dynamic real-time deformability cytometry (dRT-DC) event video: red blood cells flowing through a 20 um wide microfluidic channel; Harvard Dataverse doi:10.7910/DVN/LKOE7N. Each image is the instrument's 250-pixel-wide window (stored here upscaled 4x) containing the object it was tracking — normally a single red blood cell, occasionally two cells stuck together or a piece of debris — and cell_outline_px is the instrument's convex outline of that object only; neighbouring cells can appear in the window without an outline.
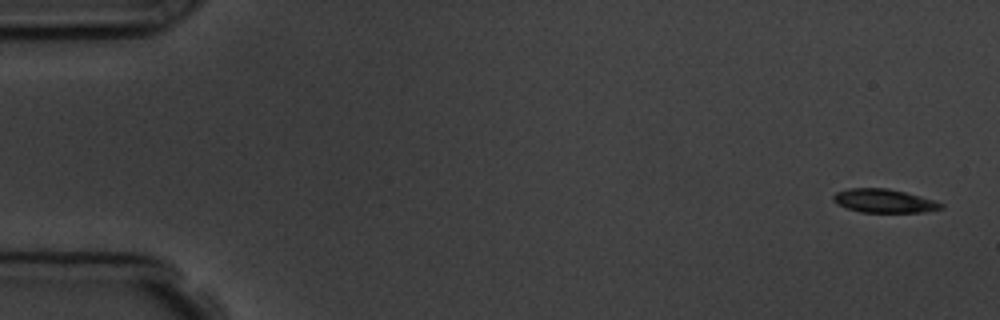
{"species": "common noctule bat (a hibernating species)", "species_latin": "Nyctalus noctula", "temperature_condition": "room temperature", "stored_images_in_passage": 5, "camera_frame_rate_fps": 3000, "um_per_image_px": 0.085, "animal": {"sex": "male", "body_mass_g": 19.5, "forearm_length_mm": 54.6}, "frame": {"image": 1, "passage_image": 1, "time_ms": 0.0, "image_size_px": [1000, 320], "cell_outline_px": [[944, 208], [924, 212], [860, 212], [836, 204], [832, 200], [832, 196], [836, 192], [848, 188], [888, 188], [904, 192], [932, 200], [944, 204]], "centroid_in_image_um": [75.1, 17.07], "position_along_channel_um": 9.9, "area_um2": 14.74}}